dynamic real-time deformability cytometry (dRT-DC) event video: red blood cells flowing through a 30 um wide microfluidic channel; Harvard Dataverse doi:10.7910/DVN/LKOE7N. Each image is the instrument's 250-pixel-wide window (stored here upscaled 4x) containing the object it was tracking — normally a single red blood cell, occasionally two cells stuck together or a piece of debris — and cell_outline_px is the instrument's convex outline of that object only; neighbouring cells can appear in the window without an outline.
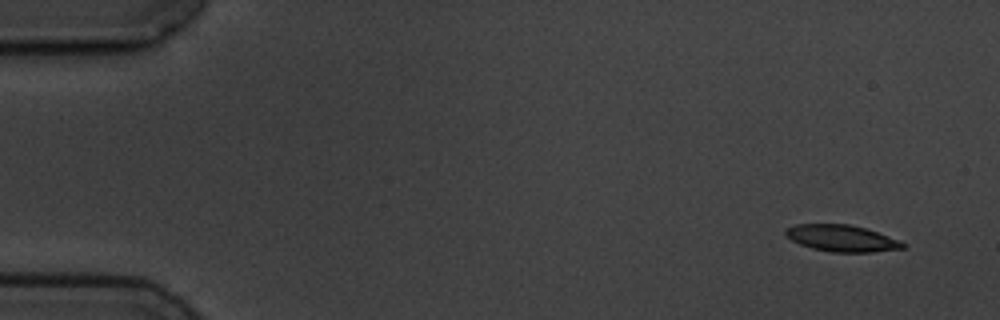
{"species": "common noctule bat (a hibernating species)", "species_latin": "Nyctalus noctula", "temperature_condition": "cold", "stored_images_in_passage": 7, "segment_of_instrument_passage": [1, 2], "camera_frame_rate_fps": 3000, "um_per_image_px": 0.085, "animal": {"sex": "male", "body_mass_g": 19.5, "forearm_length_mm": 54.6}, "frame": {"image": 1, "passage_image": 1, "time_ms": 0.0, "image_size_px": [1000, 320], "cell_outline_px": [[904, 248], [872, 252], [828, 252], [812, 248], [800, 244], [784, 236], [784, 228], [796, 224], [848, 224], [864, 228], [888, 236], [904, 244]], "centroid_in_image_um": [71.45, 20.25], "position_along_channel_um": 13.5, "area_um2": 18.03}}
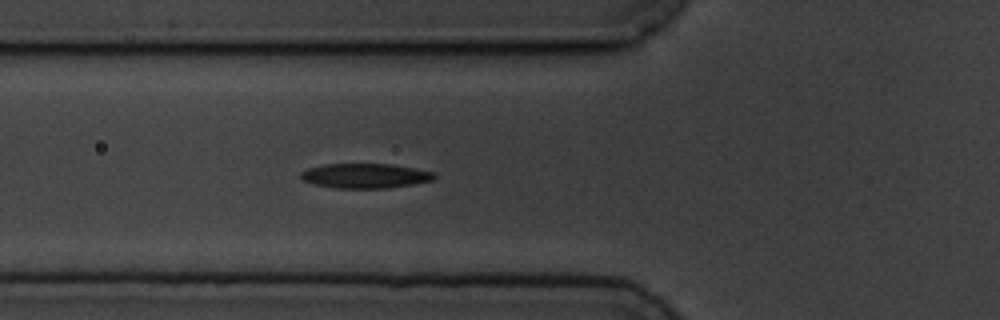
{"frame": {"image": 2, "passage_image": 6, "time_ms": 5.667, "image_size_px": [1000, 320], "cell_outline_px": [[436, 176], [432, 180], [412, 184], [388, 188], [336, 188], [312, 184], [300, 180], [300, 172], [308, 168], [324, 164], [392, 164], [416, 168], [432, 172]], "centroid_in_image_um": [30.98, 14.94], "position_along_channel_um": 94.8, "area_um2": 19.31}}